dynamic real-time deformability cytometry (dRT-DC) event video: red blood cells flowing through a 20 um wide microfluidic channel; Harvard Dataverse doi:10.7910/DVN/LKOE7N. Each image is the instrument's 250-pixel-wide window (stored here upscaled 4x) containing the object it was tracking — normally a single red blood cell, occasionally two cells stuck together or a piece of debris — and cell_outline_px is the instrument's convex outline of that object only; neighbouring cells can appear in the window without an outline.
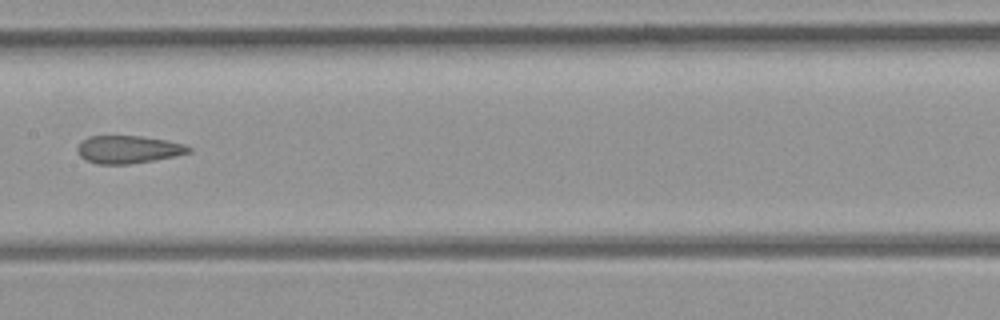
{"species": "common noctule bat (a hibernating species)", "species_latin": "Nyctalus noctula", "temperature_condition": "room temperature", "stored_images_in_passage": 6, "camera_frame_rate_fps": 3000, "um_per_image_px": 0.085, "animal": {"sex": "female", "body_mass_g": 21.9}, "frame": {"image": 1, "passage_image": 5, "time_ms": 4.667, "image_size_px": [1000, 320], "cell_outline_px": [[192, 152], [176, 156], [128, 164], [96, 164], [80, 156], [76, 152], [76, 148], [88, 136], [140, 136], [168, 140], [184, 144], [192, 148]], "centroid_in_image_um": [10.92, 12.7], "position_along_channel_um": 196.5, "area_um2": 17.98}}